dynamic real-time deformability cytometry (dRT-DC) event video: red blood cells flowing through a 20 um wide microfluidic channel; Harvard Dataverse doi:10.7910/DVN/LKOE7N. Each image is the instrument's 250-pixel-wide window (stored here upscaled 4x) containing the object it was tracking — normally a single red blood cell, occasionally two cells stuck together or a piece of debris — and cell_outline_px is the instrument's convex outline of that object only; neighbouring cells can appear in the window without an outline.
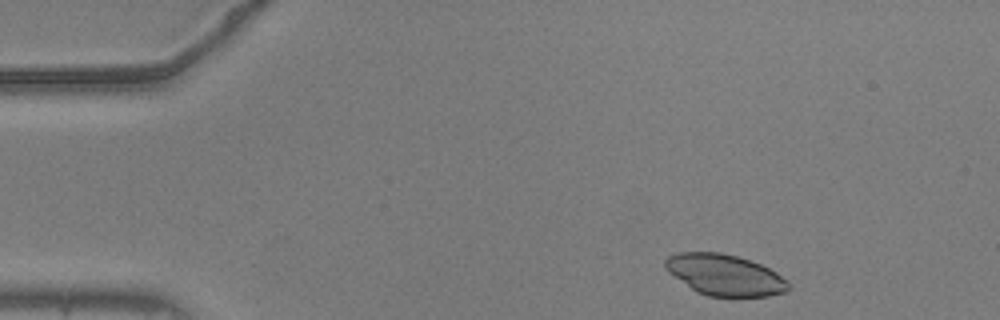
{"species": "common noctule bat (a hibernating species)", "species_latin": "Nyctalus noctula", "temperature_condition": "warm", "stored_images_in_passage": 49, "camera_frame_rate_fps": 3000, "um_per_image_px": 0.085, "animal": {"sex": "male", "body_mass_g": 20.5, "forearm_length_mm": 52.5}, "frame": {"image": 1, "passage_image": 2, "time_ms": 0.333, "image_size_px": [1000, 320], "cell_outline_px": [[792, 284], [784, 292], [768, 296], [708, 296], [696, 292], [668, 272], [664, 268], [664, 260], [668, 256], [680, 252], [720, 252], [736, 256], [760, 264], [776, 272], [788, 280]], "centroid_in_image_um": [61.59, 23.36], "position_along_channel_um": 23.4, "area_um2": 29.48}}